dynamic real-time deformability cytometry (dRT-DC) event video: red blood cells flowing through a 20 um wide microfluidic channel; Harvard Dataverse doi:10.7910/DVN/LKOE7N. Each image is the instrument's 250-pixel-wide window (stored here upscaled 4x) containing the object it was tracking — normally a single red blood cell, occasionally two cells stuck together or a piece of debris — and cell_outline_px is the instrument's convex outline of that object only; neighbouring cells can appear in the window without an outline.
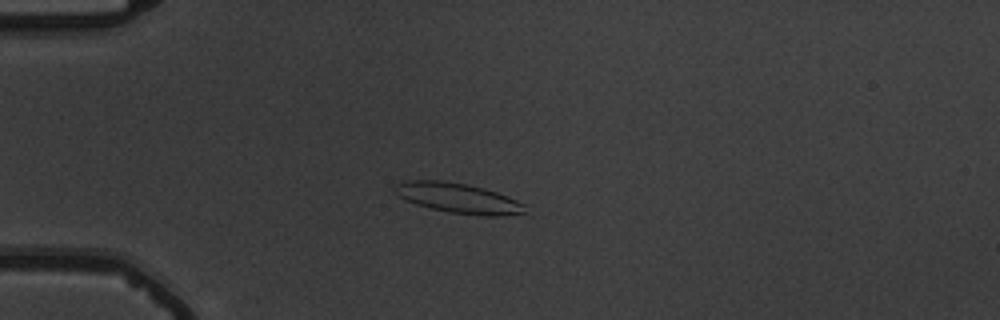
{"species": "common noctule bat (a hibernating species)", "species_latin": "Nyctalus noctula", "temperature_condition": "warm", "stored_images_in_passage": 56, "camera_frame_rate_fps": 3000, "um_per_image_px": 0.085, "animal": {"sex": "male", "body_mass_g": 19.5, "forearm_length_mm": 54.6}, "frame": {"image": 1, "passage_image": 16, "time_ms": 5.0, "image_size_px": [1000, 320], "cell_outline_px": [[528, 204], [524, 212], [504, 216], [480, 216], [448, 212], [416, 204], [404, 200], [396, 192], [392, 184], [404, 180], [444, 180], [468, 184], [484, 188], [508, 196]], "centroid_in_image_um": [38.96, 16.83], "position_along_channel_um": 46.0, "area_um2": 23.18}}
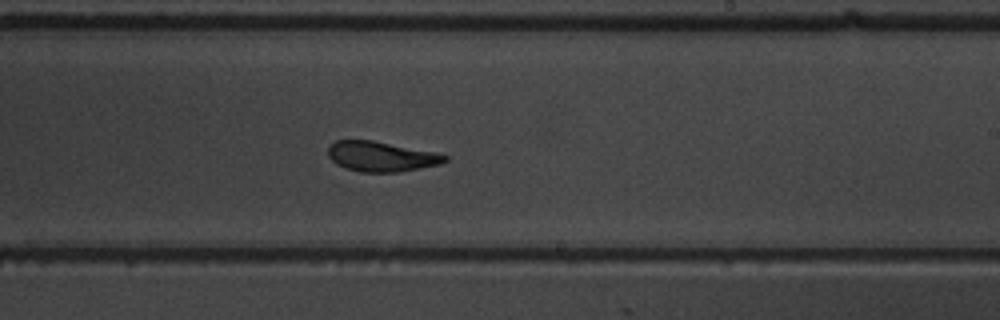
{"frame": {"image": 2, "passage_image": 35, "time_ms": 11.333, "image_size_px": [1000, 320], "cell_outline_px": [[448, 160], [440, 164], [400, 172], [360, 172], [344, 168], [336, 164], [328, 156], [328, 148], [336, 140], [372, 140], [436, 152], [448, 156]], "centroid_in_image_um": [32.4, 13.31], "position_along_channel_um": 256.6, "area_um2": 20.52}}
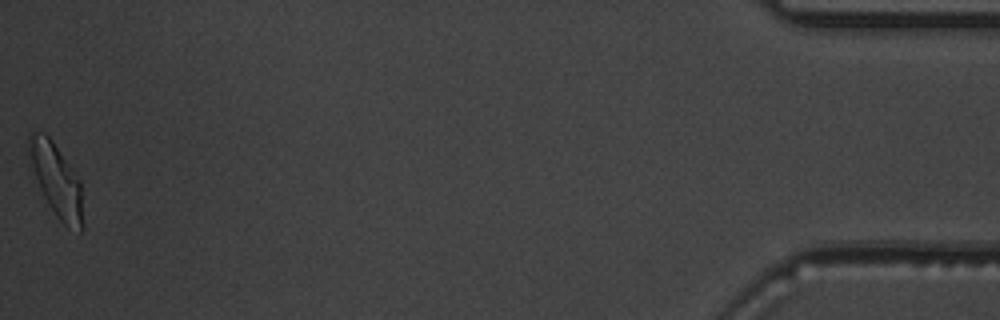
{"frame": {"image": 3, "passage_image": 56, "time_ms": 18.333, "image_size_px": [1000, 320], "cell_outline_px": [[84, 228], [80, 232], [68, 228], [56, 216], [32, 180], [28, 168], [28, 132], [44, 132], [52, 140], [80, 180]], "centroid_in_image_um": [4.72, 15.32], "position_along_channel_um": 430.5, "area_um2": 23.81}, "authors_computed_cell_mechanics": {"area_um2": 21.5016, "velocity_mm_per_s": 3.7327, "shape_relaxation_time_tau1_ms": 4.4248, "shape_relaxation_time_tau2_ms": 1.6691, "deformation_change_tau1": 0.1761, "deformation_change_tau2": 0.1027}}